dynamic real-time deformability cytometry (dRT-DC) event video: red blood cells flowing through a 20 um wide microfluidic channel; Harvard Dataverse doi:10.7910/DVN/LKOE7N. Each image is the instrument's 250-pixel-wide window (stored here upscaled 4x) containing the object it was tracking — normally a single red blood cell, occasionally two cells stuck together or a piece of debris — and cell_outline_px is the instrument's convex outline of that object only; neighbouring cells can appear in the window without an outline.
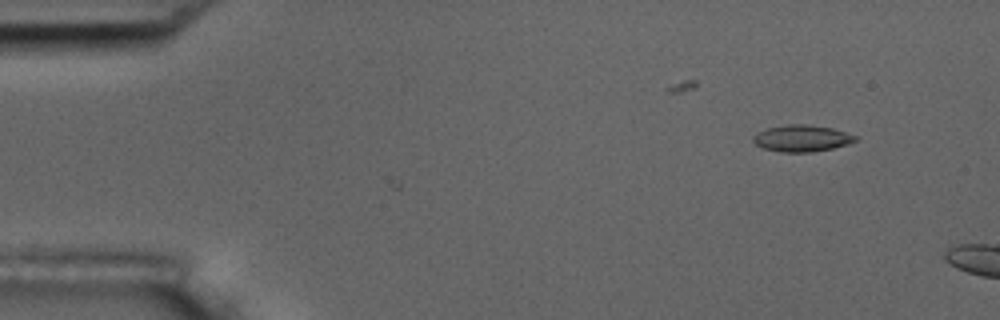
{"species": "common noctule bat (a hibernating species)", "species_latin": "Nyctalus noctula", "temperature_condition": "room temperature", "stored_images_in_passage": 2, "camera_frame_rate_fps": 3000, "um_per_image_px": 0.085, "animal": {"sex": "male", "body_mass_g": 17.5, "forearm_length_mm": 52.3}, "frame": {"image": 1, "passage_image": 1, "time_ms": 0.0, "image_size_px": [1000, 320], "cell_outline_px": [[860, 140], [848, 144], [832, 148], [812, 152], [780, 152], [764, 148], [756, 144], [752, 140], [752, 136], [768, 128], [788, 124], [808, 124], [832, 128], [860, 136]], "centroid_in_image_um": [68.22, 11.75], "position_along_channel_um": 16.8, "area_um2": 15.95}}